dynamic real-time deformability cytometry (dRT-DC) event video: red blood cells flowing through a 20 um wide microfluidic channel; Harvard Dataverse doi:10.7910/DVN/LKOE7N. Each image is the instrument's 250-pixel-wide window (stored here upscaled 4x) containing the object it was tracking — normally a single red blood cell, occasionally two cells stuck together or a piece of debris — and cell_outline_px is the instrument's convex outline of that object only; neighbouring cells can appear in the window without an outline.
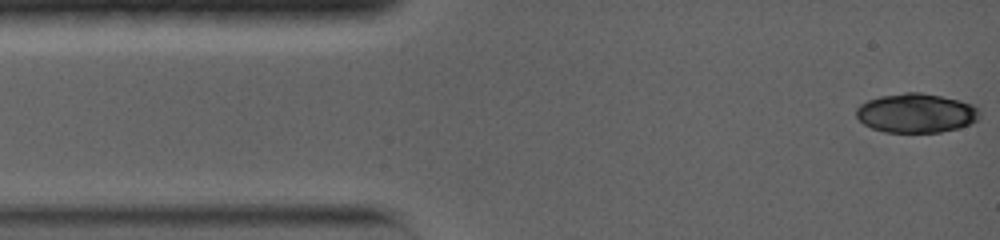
{"species": "common noctule bat (a hibernating species)", "species_latin": "Nyctalus noctula", "temperature_condition": "warm", "stored_images_in_passage": 14, "camera_frame_rate_fps": 5000, "um_per_image_px": 0.085, "animal": {"sex": "female", "body_mass_g": 19.0, "forearm_length_mm": 56.7}, "frame": {"image": 1, "passage_image": 1, "time_ms": 0.0, "image_size_px": [1000, 240], "cell_outline_px": [[980, 116], [976, 120], [960, 128], [940, 132], [884, 132], [872, 128], [864, 124], [856, 116], [856, 108], [860, 104], [868, 100], [880, 96], [904, 92], [920, 92], [960, 100], [972, 104], [980, 112]], "centroid_in_image_um": [77.86, 9.61], "position_along_channel_um": 7.1, "area_um2": 28.21}}
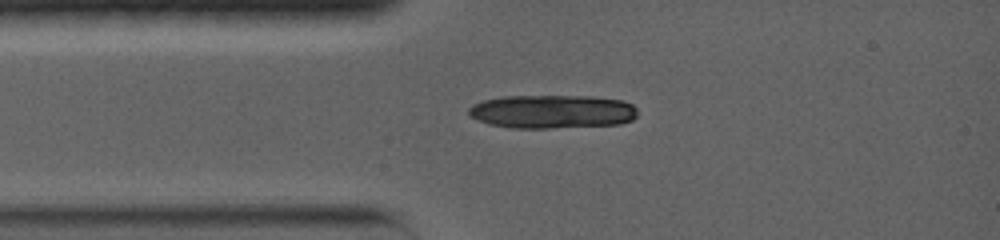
{"frame": {"image": 2, "passage_image": 14, "time_ms": 2.6, "image_size_px": [1000, 240], "cell_outline_px": [[636, 116], [632, 120], [620, 124], [548, 128], [512, 128], [488, 124], [476, 120], [468, 112], [468, 108], [472, 104], [484, 100], [504, 96], [588, 96], [624, 100], [632, 104], [636, 108]], "centroid_in_image_um": [46.93, 9.48], "position_along_channel_um": 38.1, "area_um2": 33.18}}